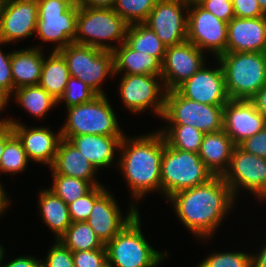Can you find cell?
Instances as JSON below:
<instances>
[{
	"label": "cell",
	"instance_id": "obj_1",
	"mask_svg": "<svg viewBox=\"0 0 266 267\" xmlns=\"http://www.w3.org/2000/svg\"><path fill=\"white\" fill-rule=\"evenodd\" d=\"M167 200L181 223L202 241L214 237L236 201L222 176H213L204 184L178 191Z\"/></svg>",
	"mask_w": 266,
	"mask_h": 267
},
{
	"label": "cell",
	"instance_id": "obj_2",
	"mask_svg": "<svg viewBox=\"0 0 266 267\" xmlns=\"http://www.w3.org/2000/svg\"><path fill=\"white\" fill-rule=\"evenodd\" d=\"M164 137L159 130L121 139L117 165L130 188L133 204L146 194H161V159Z\"/></svg>",
	"mask_w": 266,
	"mask_h": 267
},
{
	"label": "cell",
	"instance_id": "obj_3",
	"mask_svg": "<svg viewBox=\"0 0 266 267\" xmlns=\"http://www.w3.org/2000/svg\"><path fill=\"white\" fill-rule=\"evenodd\" d=\"M128 27L129 24L113 8L80 5L73 42L114 51L125 42ZM109 42L119 44L112 45Z\"/></svg>",
	"mask_w": 266,
	"mask_h": 267
},
{
	"label": "cell",
	"instance_id": "obj_4",
	"mask_svg": "<svg viewBox=\"0 0 266 267\" xmlns=\"http://www.w3.org/2000/svg\"><path fill=\"white\" fill-rule=\"evenodd\" d=\"M216 59L230 99L250 100L266 84V52H226Z\"/></svg>",
	"mask_w": 266,
	"mask_h": 267
},
{
	"label": "cell",
	"instance_id": "obj_5",
	"mask_svg": "<svg viewBox=\"0 0 266 267\" xmlns=\"http://www.w3.org/2000/svg\"><path fill=\"white\" fill-rule=\"evenodd\" d=\"M138 213L118 234L105 244L107 262L112 267H157L168 257L155 250L143 235Z\"/></svg>",
	"mask_w": 266,
	"mask_h": 267
},
{
	"label": "cell",
	"instance_id": "obj_6",
	"mask_svg": "<svg viewBox=\"0 0 266 267\" xmlns=\"http://www.w3.org/2000/svg\"><path fill=\"white\" fill-rule=\"evenodd\" d=\"M66 110V120L60 128L61 136L84 134L124 136L106 94L97 95L90 102L72 106Z\"/></svg>",
	"mask_w": 266,
	"mask_h": 267
},
{
	"label": "cell",
	"instance_id": "obj_7",
	"mask_svg": "<svg viewBox=\"0 0 266 267\" xmlns=\"http://www.w3.org/2000/svg\"><path fill=\"white\" fill-rule=\"evenodd\" d=\"M213 174L199 155L168 146L164 139L161 159V193L169 198L174 193L206 183Z\"/></svg>",
	"mask_w": 266,
	"mask_h": 267
},
{
	"label": "cell",
	"instance_id": "obj_8",
	"mask_svg": "<svg viewBox=\"0 0 266 267\" xmlns=\"http://www.w3.org/2000/svg\"><path fill=\"white\" fill-rule=\"evenodd\" d=\"M59 52L67 62L70 76L82 80L97 95H105L102 83L115 77L112 51L72 42Z\"/></svg>",
	"mask_w": 266,
	"mask_h": 267
},
{
	"label": "cell",
	"instance_id": "obj_9",
	"mask_svg": "<svg viewBox=\"0 0 266 267\" xmlns=\"http://www.w3.org/2000/svg\"><path fill=\"white\" fill-rule=\"evenodd\" d=\"M223 106L199 103L170 90L162 119L168 125H191L203 134L214 133L223 130Z\"/></svg>",
	"mask_w": 266,
	"mask_h": 267
},
{
	"label": "cell",
	"instance_id": "obj_10",
	"mask_svg": "<svg viewBox=\"0 0 266 267\" xmlns=\"http://www.w3.org/2000/svg\"><path fill=\"white\" fill-rule=\"evenodd\" d=\"M37 2L38 23L35 36L42 42L54 43L52 51H59L72 43L76 36L78 7L65 0Z\"/></svg>",
	"mask_w": 266,
	"mask_h": 267
},
{
	"label": "cell",
	"instance_id": "obj_11",
	"mask_svg": "<svg viewBox=\"0 0 266 267\" xmlns=\"http://www.w3.org/2000/svg\"><path fill=\"white\" fill-rule=\"evenodd\" d=\"M121 77L118 90L123 107L134 114L151 108L154 115L162 118L167 91L161 75L122 74Z\"/></svg>",
	"mask_w": 266,
	"mask_h": 267
},
{
	"label": "cell",
	"instance_id": "obj_12",
	"mask_svg": "<svg viewBox=\"0 0 266 267\" xmlns=\"http://www.w3.org/2000/svg\"><path fill=\"white\" fill-rule=\"evenodd\" d=\"M235 199L238 191L245 189L262 201H266V158L249 154L235 146L228 169L222 175Z\"/></svg>",
	"mask_w": 266,
	"mask_h": 267
},
{
	"label": "cell",
	"instance_id": "obj_13",
	"mask_svg": "<svg viewBox=\"0 0 266 267\" xmlns=\"http://www.w3.org/2000/svg\"><path fill=\"white\" fill-rule=\"evenodd\" d=\"M187 14V41L215 58L226 53L228 23L203 9L195 0H189Z\"/></svg>",
	"mask_w": 266,
	"mask_h": 267
},
{
	"label": "cell",
	"instance_id": "obj_14",
	"mask_svg": "<svg viewBox=\"0 0 266 267\" xmlns=\"http://www.w3.org/2000/svg\"><path fill=\"white\" fill-rule=\"evenodd\" d=\"M188 7L189 0H158L143 24L167 47L181 44L187 41Z\"/></svg>",
	"mask_w": 266,
	"mask_h": 267
},
{
	"label": "cell",
	"instance_id": "obj_15",
	"mask_svg": "<svg viewBox=\"0 0 266 267\" xmlns=\"http://www.w3.org/2000/svg\"><path fill=\"white\" fill-rule=\"evenodd\" d=\"M37 0H0V43L18 42L36 34Z\"/></svg>",
	"mask_w": 266,
	"mask_h": 267
},
{
	"label": "cell",
	"instance_id": "obj_16",
	"mask_svg": "<svg viewBox=\"0 0 266 267\" xmlns=\"http://www.w3.org/2000/svg\"><path fill=\"white\" fill-rule=\"evenodd\" d=\"M204 54L189 41L168 46L161 64V77L166 91L175 90L195 74L206 63Z\"/></svg>",
	"mask_w": 266,
	"mask_h": 267
},
{
	"label": "cell",
	"instance_id": "obj_17",
	"mask_svg": "<svg viewBox=\"0 0 266 267\" xmlns=\"http://www.w3.org/2000/svg\"><path fill=\"white\" fill-rule=\"evenodd\" d=\"M216 62L218 66L211 69L206 68L204 64L175 90L181 96L199 103L225 105L230 98L226 90L223 69L217 59Z\"/></svg>",
	"mask_w": 266,
	"mask_h": 267
},
{
	"label": "cell",
	"instance_id": "obj_18",
	"mask_svg": "<svg viewBox=\"0 0 266 267\" xmlns=\"http://www.w3.org/2000/svg\"><path fill=\"white\" fill-rule=\"evenodd\" d=\"M116 199L105 190L96 200L93 210L86 220L100 240L106 244L118 234L139 213L138 206L131 203L123 216Z\"/></svg>",
	"mask_w": 266,
	"mask_h": 267
},
{
	"label": "cell",
	"instance_id": "obj_19",
	"mask_svg": "<svg viewBox=\"0 0 266 267\" xmlns=\"http://www.w3.org/2000/svg\"><path fill=\"white\" fill-rule=\"evenodd\" d=\"M265 126V117L251 100L229 99L223 106V130L236 146Z\"/></svg>",
	"mask_w": 266,
	"mask_h": 267
},
{
	"label": "cell",
	"instance_id": "obj_20",
	"mask_svg": "<svg viewBox=\"0 0 266 267\" xmlns=\"http://www.w3.org/2000/svg\"><path fill=\"white\" fill-rule=\"evenodd\" d=\"M11 124L14 134L22 142L30 161L42 163L49 168L53 165L57 148L62 139L61 130L54 133L49 127H29L13 118L3 119Z\"/></svg>",
	"mask_w": 266,
	"mask_h": 267
},
{
	"label": "cell",
	"instance_id": "obj_21",
	"mask_svg": "<svg viewBox=\"0 0 266 267\" xmlns=\"http://www.w3.org/2000/svg\"><path fill=\"white\" fill-rule=\"evenodd\" d=\"M226 52H266V16L228 22Z\"/></svg>",
	"mask_w": 266,
	"mask_h": 267
},
{
	"label": "cell",
	"instance_id": "obj_22",
	"mask_svg": "<svg viewBox=\"0 0 266 267\" xmlns=\"http://www.w3.org/2000/svg\"><path fill=\"white\" fill-rule=\"evenodd\" d=\"M123 137L92 134L62 136L63 139L73 144L97 170L116 163L118 158L116 159L115 153L119 150Z\"/></svg>",
	"mask_w": 266,
	"mask_h": 267
},
{
	"label": "cell",
	"instance_id": "obj_23",
	"mask_svg": "<svg viewBox=\"0 0 266 267\" xmlns=\"http://www.w3.org/2000/svg\"><path fill=\"white\" fill-rule=\"evenodd\" d=\"M49 169L52 174L79 178L89 181L93 186L102 185L95 177L99 170L73 144L63 138L59 142L54 163Z\"/></svg>",
	"mask_w": 266,
	"mask_h": 267
},
{
	"label": "cell",
	"instance_id": "obj_24",
	"mask_svg": "<svg viewBox=\"0 0 266 267\" xmlns=\"http://www.w3.org/2000/svg\"><path fill=\"white\" fill-rule=\"evenodd\" d=\"M236 145L224 130L203 135L198 155L213 176H222L229 167Z\"/></svg>",
	"mask_w": 266,
	"mask_h": 267
},
{
	"label": "cell",
	"instance_id": "obj_25",
	"mask_svg": "<svg viewBox=\"0 0 266 267\" xmlns=\"http://www.w3.org/2000/svg\"><path fill=\"white\" fill-rule=\"evenodd\" d=\"M44 56L42 47L37 45L12 51L11 73L14 90L23 86L38 85Z\"/></svg>",
	"mask_w": 266,
	"mask_h": 267
},
{
	"label": "cell",
	"instance_id": "obj_26",
	"mask_svg": "<svg viewBox=\"0 0 266 267\" xmlns=\"http://www.w3.org/2000/svg\"><path fill=\"white\" fill-rule=\"evenodd\" d=\"M113 52L114 73L161 75V63L153 56L131 49L125 42Z\"/></svg>",
	"mask_w": 266,
	"mask_h": 267
},
{
	"label": "cell",
	"instance_id": "obj_27",
	"mask_svg": "<svg viewBox=\"0 0 266 267\" xmlns=\"http://www.w3.org/2000/svg\"><path fill=\"white\" fill-rule=\"evenodd\" d=\"M39 215L58 240L72 224L69 206L48 188L38 194Z\"/></svg>",
	"mask_w": 266,
	"mask_h": 267
},
{
	"label": "cell",
	"instance_id": "obj_28",
	"mask_svg": "<svg viewBox=\"0 0 266 267\" xmlns=\"http://www.w3.org/2000/svg\"><path fill=\"white\" fill-rule=\"evenodd\" d=\"M69 77L67 62L59 51H50L48 57L44 56L38 85L56 100H59L63 95Z\"/></svg>",
	"mask_w": 266,
	"mask_h": 267
},
{
	"label": "cell",
	"instance_id": "obj_29",
	"mask_svg": "<svg viewBox=\"0 0 266 267\" xmlns=\"http://www.w3.org/2000/svg\"><path fill=\"white\" fill-rule=\"evenodd\" d=\"M12 96L30 116L38 119L45 117L58 104V100L39 85L19 87Z\"/></svg>",
	"mask_w": 266,
	"mask_h": 267
},
{
	"label": "cell",
	"instance_id": "obj_30",
	"mask_svg": "<svg viewBox=\"0 0 266 267\" xmlns=\"http://www.w3.org/2000/svg\"><path fill=\"white\" fill-rule=\"evenodd\" d=\"M125 43L131 49L149 54L163 63L167 46L145 24L129 25Z\"/></svg>",
	"mask_w": 266,
	"mask_h": 267
},
{
	"label": "cell",
	"instance_id": "obj_31",
	"mask_svg": "<svg viewBox=\"0 0 266 267\" xmlns=\"http://www.w3.org/2000/svg\"><path fill=\"white\" fill-rule=\"evenodd\" d=\"M72 252L104 248L105 244L87 222H72L58 239Z\"/></svg>",
	"mask_w": 266,
	"mask_h": 267
},
{
	"label": "cell",
	"instance_id": "obj_32",
	"mask_svg": "<svg viewBox=\"0 0 266 267\" xmlns=\"http://www.w3.org/2000/svg\"><path fill=\"white\" fill-rule=\"evenodd\" d=\"M159 131L168 146L198 154L204 134L191 125H168Z\"/></svg>",
	"mask_w": 266,
	"mask_h": 267
},
{
	"label": "cell",
	"instance_id": "obj_33",
	"mask_svg": "<svg viewBox=\"0 0 266 267\" xmlns=\"http://www.w3.org/2000/svg\"><path fill=\"white\" fill-rule=\"evenodd\" d=\"M53 185L48 188L56 196L60 197L67 205L86 195L94 186L79 178L60 174H52Z\"/></svg>",
	"mask_w": 266,
	"mask_h": 267
},
{
	"label": "cell",
	"instance_id": "obj_34",
	"mask_svg": "<svg viewBox=\"0 0 266 267\" xmlns=\"http://www.w3.org/2000/svg\"><path fill=\"white\" fill-rule=\"evenodd\" d=\"M29 158L22 142L14 134L6 143L1 155L0 173L17 174L27 169Z\"/></svg>",
	"mask_w": 266,
	"mask_h": 267
},
{
	"label": "cell",
	"instance_id": "obj_35",
	"mask_svg": "<svg viewBox=\"0 0 266 267\" xmlns=\"http://www.w3.org/2000/svg\"><path fill=\"white\" fill-rule=\"evenodd\" d=\"M158 0H115L113 9L129 24L144 23Z\"/></svg>",
	"mask_w": 266,
	"mask_h": 267
},
{
	"label": "cell",
	"instance_id": "obj_36",
	"mask_svg": "<svg viewBox=\"0 0 266 267\" xmlns=\"http://www.w3.org/2000/svg\"><path fill=\"white\" fill-rule=\"evenodd\" d=\"M197 267H252V254L240 251L214 252Z\"/></svg>",
	"mask_w": 266,
	"mask_h": 267
},
{
	"label": "cell",
	"instance_id": "obj_37",
	"mask_svg": "<svg viewBox=\"0 0 266 267\" xmlns=\"http://www.w3.org/2000/svg\"><path fill=\"white\" fill-rule=\"evenodd\" d=\"M96 96L97 94L82 80L70 76L65 91L58 100V104L63 101L66 105L65 108H69L90 102Z\"/></svg>",
	"mask_w": 266,
	"mask_h": 267
},
{
	"label": "cell",
	"instance_id": "obj_38",
	"mask_svg": "<svg viewBox=\"0 0 266 267\" xmlns=\"http://www.w3.org/2000/svg\"><path fill=\"white\" fill-rule=\"evenodd\" d=\"M106 190L102 185L94 186L86 195L69 204V215L72 222H86L89 218L95 200Z\"/></svg>",
	"mask_w": 266,
	"mask_h": 267
},
{
	"label": "cell",
	"instance_id": "obj_39",
	"mask_svg": "<svg viewBox=\"0 0 266 267\" xmlns=\"http://www.w3.org/2000/svg\"><path fill=\"white\" fill-rule=\"evenodd\" d=\"M11 55L12 51L4 53L0 48V105L2 106V110H5L14 92L11 73Z\"/></svg>",
	"mask_w": 266,
	"mask_h": 267
},
{
	"label": "cell",
	"instance_id": "obj_40",
	"mask_svg": "<svg viewBox=\"0 0 266 267\" xmlns=\"http://www.w3.org/2000/svg\"><path fill=\"white\" fill-rule=\"evenodd\" d=\"M44 259L41 267H75L72 251L56 239Z\"/></svg>",
	"mask_w": 266,
	"mask_h": 267
},
{
	"label": "cell",
	"instance_id": "obj_41",
	"mask_svg": "<svg viewBox=\"0 0 266 267\" xmlns=\"http://www.w3.org/2000/svg\"><path fill=\"white\" fill-rule=\"evenodd\" d=\"M75 267H103L107 262L106 248L72 252Z\"/></svg>",
	"mask_w": 266,
	"mask_h": 267
},
{
	"label": "cell",
	"instance_id": "obj_42",
	"mask_svg": "<svg viewBox=\"0 0 266 267\" xmlns=\"http://www.w3.org/2000/svg\"><path fill=\"white\" fill-rule=\"evenodd\" d=\"M203 9L218 19L229 22L235 17L233 3L229 0H195Z\"/></svg>",
	"mask_w": 266,
	"mask_h": 267
},
{
	"label": "cell",
	"instance_id": "obj_43",
	"mask_svg": "<svg viewBox=\"0 0 266 267\" xmlns=\"http://www.w3.org/2000/svg\"><path fill=\"white\" fill-rule=\"evenodd\" d=\"M238 146L249 154L266 158V126L252 137L246 138Z\"/></svg>",
	"mask_w": 266,
	"mask_h": 267
},
{
	"label": "cell",
	"instance_id": "obj_44",
	"mask_svg": "<svg viewBox=\"0 0 266 267\" xmlns=\"http://www.w3.org/2000/svg\"><path fill=\"white\" fill-rule=\"evenodd\" d=\"M235 17L238 18H257L266 16L258 5L257 0H233Z\"/></svg>",
	"mask_w": 266,
	"mask_h": 267
},
{
	"label": "cell",
	"instance_id": "obj_45",
	"mask_svg": "<svg viewBox=\"0 0 266 267\" xmlns=\"http://www.w3.org/2000/svg\"><path fill=\"white\" fill-rule=\"evenodd\" d=\"M2 267H41V261L37 257H33L31 254L29 256L22 255L8 263L2 264Z\"/></svg>",
	"mask_w": 266,
	"mask_h": 267
},
{
	"label": "cell",
	"instance_id": "obj_46",
	"mask_svg": "<svg viewBox=\"0 0 266 267\" xmlns=\"http://www.w3.org/2000/svg\"><path fill=\"white\" fill-rule=\"evenodd\" d=\"M250 100L266 119V84L263 85Z\"/></svg>",
	"mask_w": 266,
	"mask_h": 267
},
{
	"label": "cell",
	"instance_id": "obj_47",
	"mask_svg": "<svg viewBox=\"0 0 266 267\" xmlns=\"http://www.w3.org/2000/svg\"><path fill=\"white\" fill-rule=\"evenodd\" d=\"M14 135L11 124L6 123L3 119L0 120V162L3 154L5 143Z\"/></svg>",
	"mask_w": 266,
	"mask_h": 267
},
{
	"label": "cell",
	"instance_id": "obj_48",
	"mask_svg": "<svg viewBox=\"0 0 266 267\" xmlns=\"http://www.w3.org/2000/svg\"><path fill=\"white\" fill-rule=\"evenodd\" d=\"M259 251L252 253V267H266V244Z\"/></svg>",
	"mask_w": 266,
	"mask_h": 267
},
{
	"label": "cell",
	"instance_id": "obj_49",
	"mask_svg": "<svg viewBox=\"0 0 266 267\" xmlns=\"http://www.w3.org/2000/svg\"><path fill=\"white\" fill-rule=\"evenodd\" d=\"M115 0H80V5L87 7H109L112 8Z\"/></svg>",
	"mask_w": 266,
	"mask_h": 267
},
{
	"label": "cell",
	"instance_id": "obj_50",
	"mask_svg": "<svg viewBox=\"0 0 266 267\" xmlns=\"http://www.w3.org/2000/svg\"><path fill=\"white\" fill-rule=\"evenodd\" d=\"M3 187L4 186L0 183V212H5L6 210H8L7 208L12 201L7 196V193Z\"/></svg>",
	"mask_w": 266,
	"mask_h": 267
},
{
	"label": "cell",
	"instance_id": "obj_51",
	"mask_svg": "<svg viewBox=\"0 0 266 267\" xmlns=\"http://www.w3.org/2000/svg\"><path fill=\"white\" fill-rule=\"evenodd\" d=\"M4 256H5V249L0 244V267H2V263H5L4 262V258H5Z\"/></svg>",
	"mask_w": 266,
	"mask_h": 267
},
{
	"label": "cell",
	"instance_id": "obj_52",
	"mask_svg": "<svg viewBox=\"0 0 266 267\" xmlns=\"http://www.w3.org/2000/svg\"><path fill=\"white\" fill-rule=\"evenodd\" d=\"M259 7L266 14V0H257Z\"/></svg>",
	"mask_w": 266,
	"mask_h": 267
},
{
	"label": "cell",
	"instance_id": "obj_53",
	"mask_svg": "<svg viewBox=\"0 0 266 267\" xmlns=\"http://www.w3.org/2000/svg\"><path fill=\"white\" fill-rule=\"evenodd\" d=\"M68 3H70L72 6L79 7L80 6V0H65Z\"/></svg>",
	"mask_w": 266,
	"mask_h": 267
},
{
	"label": "cell",
	"instance_id": "obj_54",
	"mask_svg": "<svg viewBox=\"0 0 266 267\" xmlns=\"http://www.w3.org/2000/svg\"><path fill=\"white\" fill-rule=\"evenodd\" d=\"M103 267H112L109 263H107L106 265H104Z\"/></svg>",
	"mask_w": 266,
	"mask_h": 267
},
{
	"label": "cell",
	"instance_id": "obj_55",
	"mask_svg": "<svg viewBox=\"0 0 266 267\" xmlns=\"http://www.w3.org/2000/svg\"><path fill=\"white\" fill-rule=\"evenodd\" d=\"M3 110H2V106L0 105V114H1V112H2ZM1 120V119H0Z\"/></svg>",
	"mask_w": 266,
	"mask_h": 267
}]
</instances>
